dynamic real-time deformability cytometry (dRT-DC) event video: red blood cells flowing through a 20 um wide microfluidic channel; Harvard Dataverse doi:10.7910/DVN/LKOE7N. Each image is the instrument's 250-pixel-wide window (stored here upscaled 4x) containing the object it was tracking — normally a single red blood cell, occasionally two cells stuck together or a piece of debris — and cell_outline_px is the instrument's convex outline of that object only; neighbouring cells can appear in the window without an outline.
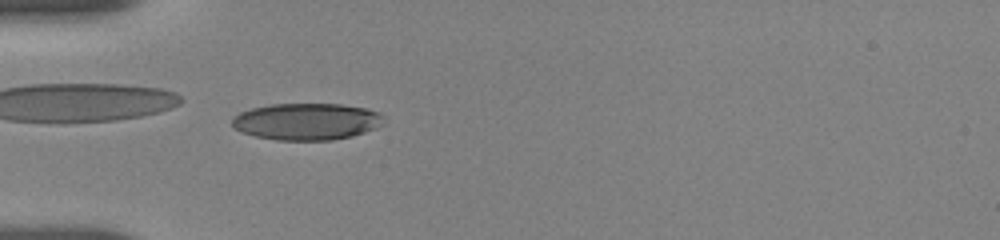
{"species": "human", "species_latin": "Homo sapiens", "temperature_condition": "room temperature", "stored_images_in_passage": 29, "camera_frame_rate_fps": 3000, "um_per_image_px": 0.085, "donor": {"sex": "female"}, "frame": {"image": 1, "passage_image": 10, "time_ms": 5.667, "image_size_px": [1000, 240], "cell_outline_px": [[384, 124], [376, 128], [352, 136], [332, 140], [276, 140], [256, 136], [240, 132], [232, 124], [232, 116], [240, 112], [252, 108], [272, 104], [340, 104], [364, 108], [380, 112], [384, 116]], "centroid_in_image_um": [26.08, 10.33], "position_along_channel_um": 58.9, "area_um2": 32.66}}
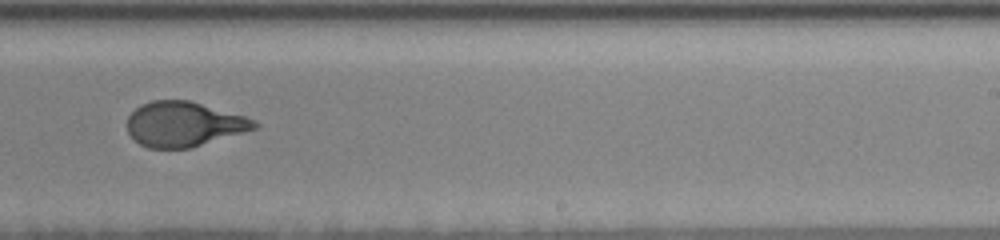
{"frame": {"image": 2, "passage_image": 19, "time_ms": 11.667, "image_size_px": [1000, 240], "cell_outline_px": [[260, 124], [256, 128], [188, 148], [148, 148], [140, 144], [128, 132], [128, 116], [136, 108], [152, 100], [188, 100], [244, 116]], "centroid_in_image_um": [15.59, 10.55], "position_along_channel_um": 273.4, "area_um2": 32.54}}
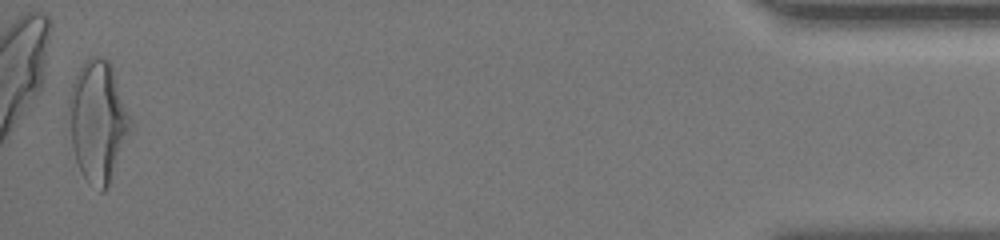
{"frame": {"image": 3, "passage_image": 29, "time_ms": 18.0, "image_size_px": [1000, 240], "cell_outline_px": [[132, 128], [108, 184], [104, 192], [100, 192], [88, 184], [76, 160], [72, 144], [68, 112], [68, 100], [72, 84], [80, 68], [88, 56], [100, 56], [108, 60], [112, 64], [132, 120]], "centroid_in_image_um": [8.33, 10.27], "position_along_channel_um": 426.9, "area_um2": 43.41}, "authors_computed_cell_mechanics": {"area_um2": 33.4662, "velocity_mm_per_s": 3.6657, "shape_relaxation_time_tau1_ms": 3.9815, "shape_relaxation_time_tau2_ms": null, "deformation_change_tau1": 0.1706, "deformation_change_tau2": null}}